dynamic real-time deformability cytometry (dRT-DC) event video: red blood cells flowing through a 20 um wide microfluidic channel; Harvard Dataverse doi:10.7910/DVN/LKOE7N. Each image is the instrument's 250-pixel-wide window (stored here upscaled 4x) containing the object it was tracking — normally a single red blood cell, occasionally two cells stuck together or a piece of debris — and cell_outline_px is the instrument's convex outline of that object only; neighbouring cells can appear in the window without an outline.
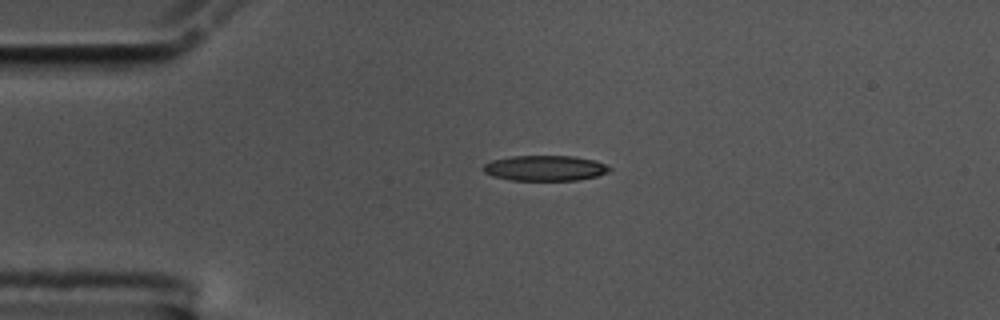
{"species": "common noctule bat (a hibernating species)", "species_latin": "Nyctalus noctula", "temperature_condition": "cold", "stored_images_in_passage": 45, "camera_frame_rate_fps": 3000, "um_per_image_px": 0.085, "animal": {"sex": "male", "body_mass_g": 17.5, "forearm_length_mm": 52.3}, "frame": {"image": 1, "passage_image": 1, "time_ms": 0.0, "image_size_px": [1000, 320], "cell_outline_px": [[612, 168], [608, 172], [596, 176], [576, 180], [512, 180], [492, 176], [484, 172], [484, 164], [492, 160], [512, 156], [576, 156], [596, 160], [608, 164]], "centroid_in_image_um": [46.37, 14.28], "position_along_channel_um": 38.6, "area_um2": 18.73}}
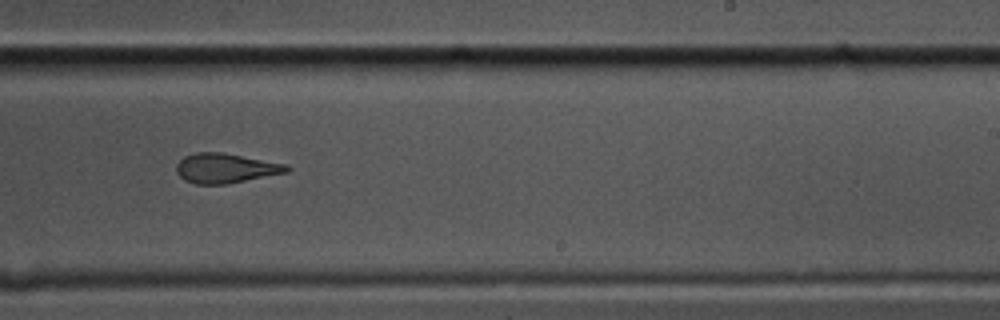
{"frame": {"image": 2, "passage_image": 23, "time_ms": 7.333, "image_size_px": [1000, 320], "cell_outline_px": [[292, 168], [288, 172], [228, 184], [196, 184], [184, 180], [176, 172], [176, 164], [184, 156], [196, 152], [224, 152], [288, 164]], "centroid_in_image_um": [19.2, 14.29], "position_along_channel_um": 269.8, "area_um2": 19.36}}
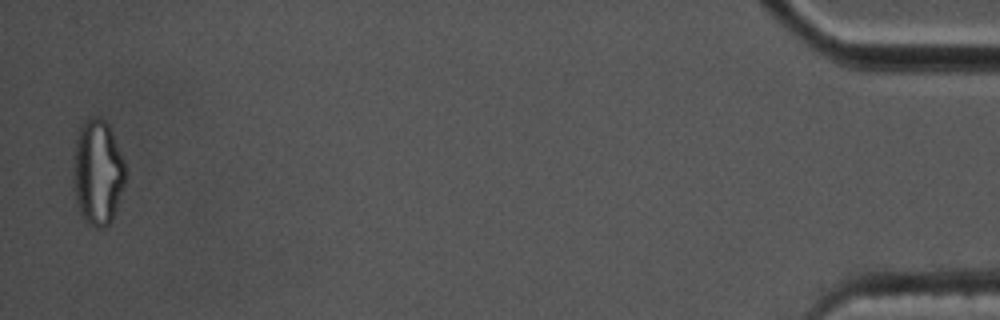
{"frame": {"image": 3, "passage_image": 44, "time_ms": 14.333, "image_size_px": [1000, 320], "cell_outline_px": [[124, 184], [112, 220], [104, 228], [96, 228], [88, 224], [84, 220], [80, 212], [76, 200], [76, 140], [80, 124], [84, 120], [92, 116], [96, 116], [104, 120], [108, 124], [112, 132], [124, 160]], "centroid_in_image_um": [8.33, 14.64], "position_along_channel_um": 426.9, "area_um2": 31.1}, "authors_computed_cell_mechanics": {"area_um2": 19.7098, "velocity_mm_per_s": 3.5387, "shape_relaxation_time_tau1_ms": 6.8032, "shape_relaxation_time_tau2_ms": 3.2177, "deformation_change_tau1": 0.2178, "deformation_change_tau2": 0.1168}}